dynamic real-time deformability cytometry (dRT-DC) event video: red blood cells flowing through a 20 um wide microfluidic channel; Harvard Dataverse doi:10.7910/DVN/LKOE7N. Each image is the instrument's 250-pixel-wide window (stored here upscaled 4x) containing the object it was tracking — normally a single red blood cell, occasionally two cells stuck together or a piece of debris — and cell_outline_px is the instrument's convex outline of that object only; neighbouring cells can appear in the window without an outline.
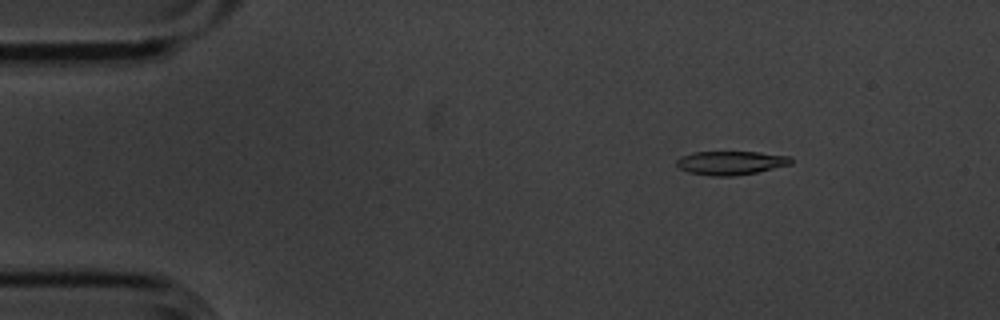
{"species": "common noctule bat (a hibernating species)", "species_latin": "Nyctalus noctula", "temperature_condition": "cold", "stored_images_in_passage": 6, "segment_of_instrument_passage": [1, 2], "camera_frame_rate_fps": 3000, "um_per_image_px": 0.085, "animal": {"sex": "male", "body_mass_g": 20.1, "forearm_length_mm": 53.5}, "frame": {"image": 1, "passage_image": 3, "time_ms": 0.667, "image_size_px": [1000, 320], "cell_outline_px": [[792, 164], [756, 172], [732, 176], [712, 176], [688, 172], [680, 168], [676, 164], [676, 160], [680, 156], [696, 152], [760, 152], [792, 156]], "centroid_in_image_um": [62.13, 13.84], "position_along_channel_um": 22.9, "area_um2": 15.84}}